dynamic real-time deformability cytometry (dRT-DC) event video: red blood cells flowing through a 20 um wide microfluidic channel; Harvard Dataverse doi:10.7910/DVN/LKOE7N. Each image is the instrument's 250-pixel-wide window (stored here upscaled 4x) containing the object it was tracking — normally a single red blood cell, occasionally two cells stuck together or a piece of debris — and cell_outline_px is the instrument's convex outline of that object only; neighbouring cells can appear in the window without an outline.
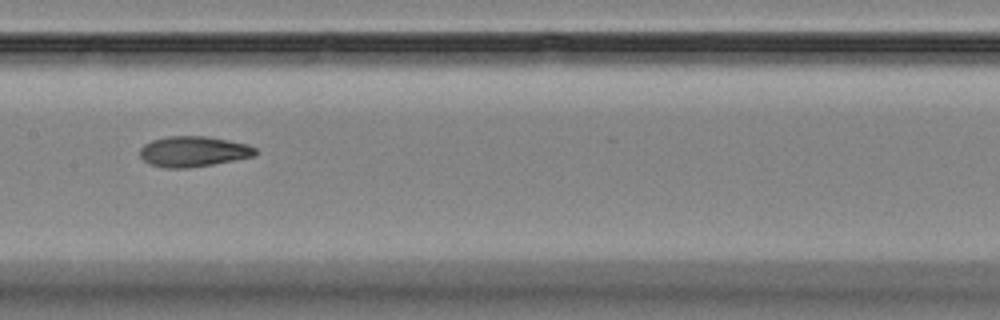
{"species": "Egyptian fruit bat (a non-hibernating species)", "species_latin": "Rousettus aegyptiacus", "temperature_condition": "room temperature", "stored_images_in_passage": 14, "camera_frame_rate_fps": 3000, "um_per_image_px": 0.085, "animal": {"sex": "female"}, "frame": {"image": 1, "passage_image": 7, "time_ms": 8.0, "image_size_px": [1000, 320], "cell_outline_px": [[256, 156], [212, 164], [188, 168], [164, 168], [148, 164], [140, 156], [140, 148], [144, 144], [152, 140], [168, 136], [204, 136], [228, 140], [248, 144], [256, 148]], "centroid_in_image_um": [16.42, 12.88], "position_along_channel_um": 191.0, "area_um2": 20.58}}
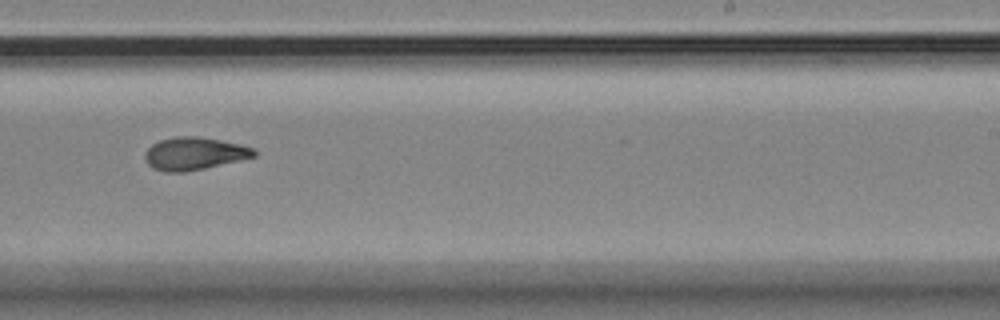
{"frame": {"image": 2, "passage_image": 9, "time_ms": 10.333, "image_size_px": [1000, 320], "cell_outline_px": [[256, 156], [240, 160], [204, 168], [184, 172], [164, 172], [152, 168], [148, 164], [144, 156], [144, 152], [152, 144], [160, 140], [176, 136], [196, 136], [220, 140], [252, 148], [256, 152]], "centroid_in_image_um": [16.45, 13.06], "position_along_channel_um": 272.5, "area_um2": 20.58}}
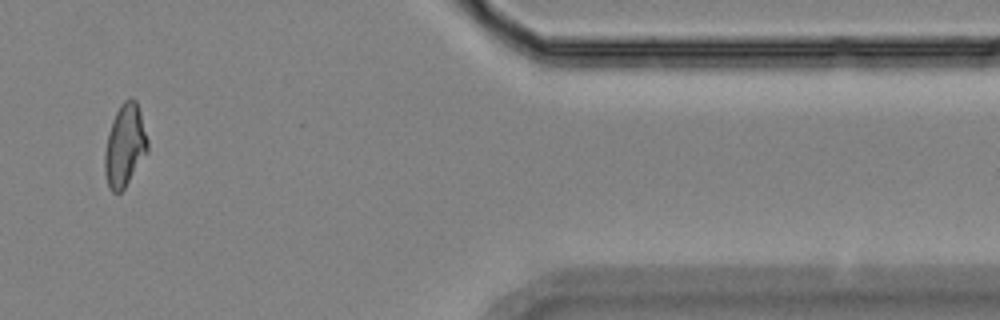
{"frame": {"image": 3, "passage_image": 13, "time_ms": 15.0, "image_size_px": [1000, 320], "cell_outline_px": [[148, 152], [124, 188], [120, 192], [112, 192], [108, 188], [104, 172], [104, 152], [108, 132], [112, 120], [120, 104], [124, 100], [132, 96], [136, 100], [140, 112], [148, 140]], "centroid_in_image_um": [10.6, 12.36], "position_along_channel_um": 400.8, "area_um2": 20.75}, "authors_computed_cell_mechanics": {"area_um2": 20.5768, "velocity_mm_per_s": 3.508, "shape_relaxation_time_tau1_ms": 4.3924, "shape_relaxation_time_tau2_ms": 2.7551, "deformation_change_tau1": 0.1404, "deformation_change_tau2": 0.0876}}